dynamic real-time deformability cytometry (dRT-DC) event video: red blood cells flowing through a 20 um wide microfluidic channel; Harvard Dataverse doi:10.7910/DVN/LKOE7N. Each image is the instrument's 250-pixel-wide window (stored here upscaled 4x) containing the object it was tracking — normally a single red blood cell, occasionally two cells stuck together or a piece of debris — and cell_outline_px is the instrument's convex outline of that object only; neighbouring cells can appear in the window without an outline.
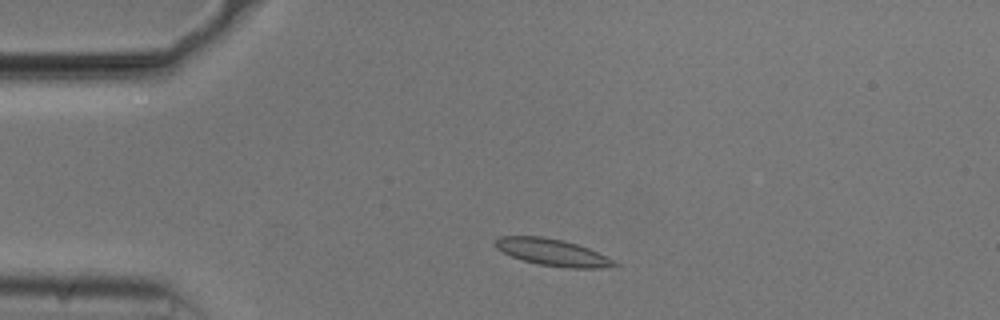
{"species": "common noctule bat (a hibernating species)", "species_latin": "Nyctalus noctula", "temperature_condition": "cold", "stored_images_in_passage": 47, "camera_frame_rate_fps": 3000, "um_per_image_px": 0.085, "animal": {"sex": "male", "body_mass_g": 20.5, "forearm_length_mm": 52.5}, "frame": {"image": 1, "passage_image": 5, "time_ms": 1.333, "image_size_px": [1000, 320], "cell_outline_px": [[620, 264], [600, 268], [568, 268], [540, 264], [524, 260], [512, 256], [496, 248], [492, 244], [500, 236], [544, 236], [576, 244], [588, 248]], "centroid_in_image_um": [46.91, 21.44], "position_along_channel_um": 38.1, "area_um2": 18.21}}
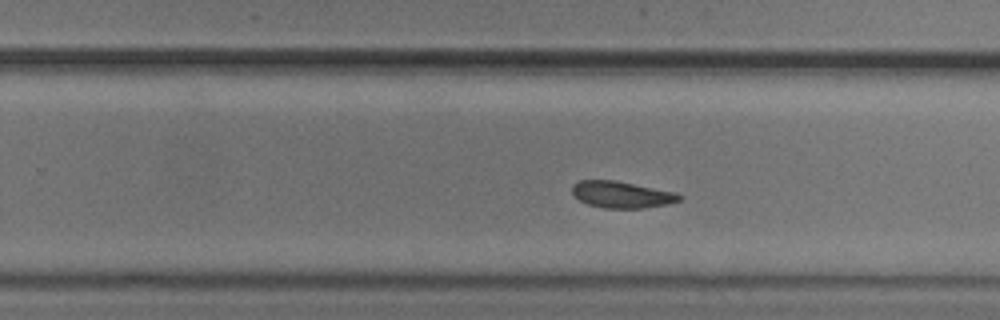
{"frame": {"image": 2, "passage_image": 27, "time_ms": 8.667, "image_size_px": [1000, 320], "cell_outline_px": [[684, 196], [680, 200], [668, 204], [644, 208], [604, 208], [588, 204], [580, 200], [572, 192], [572, 184], [580, 180], [616, 180], [676, 192]], "centroid_in_image_um": [52.87, 16.53], "position_along_channel_um": 276.9, "area_um2": 16.7}}
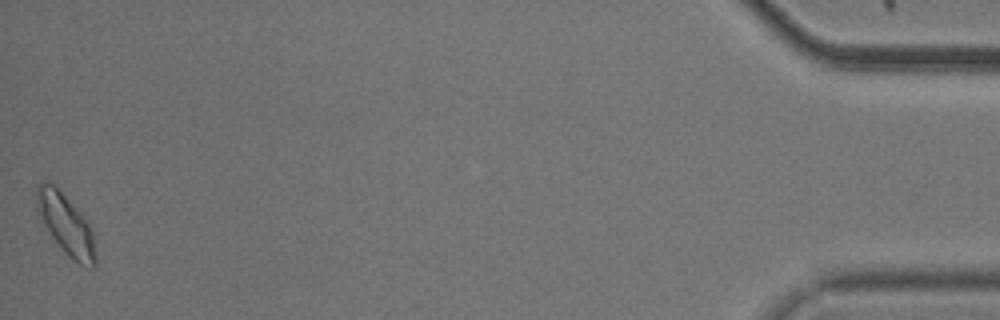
{"frame": {"image": 3, "passage_image": 47, "time_ms": 15.333, "image_size_px": [1000, 320], "cell_outline_px": [[96, 264], [92, 268], [88, 268], [72, 260], [64, 252], [40, 220], [36, 212], [36, 184], [52, 184], [76, 208], [88, 224], [92, 232], [96, 256]], "centroid_in_image_um": [5.58, 19.13], "position_along_channel_um": 429.6, "area_um2": 20.29}, "authors_computed_cell_mechanics": {"area_um2": 17.5712, "velocity_mm_per_s": 3.6976, "shape_relaxation_time_tau1_ms": null, "shape_relaxation_time_tau2_ms": 5.6476, "deformation_change_tau1": null, "deformation_change_tau2": 0.1036}}